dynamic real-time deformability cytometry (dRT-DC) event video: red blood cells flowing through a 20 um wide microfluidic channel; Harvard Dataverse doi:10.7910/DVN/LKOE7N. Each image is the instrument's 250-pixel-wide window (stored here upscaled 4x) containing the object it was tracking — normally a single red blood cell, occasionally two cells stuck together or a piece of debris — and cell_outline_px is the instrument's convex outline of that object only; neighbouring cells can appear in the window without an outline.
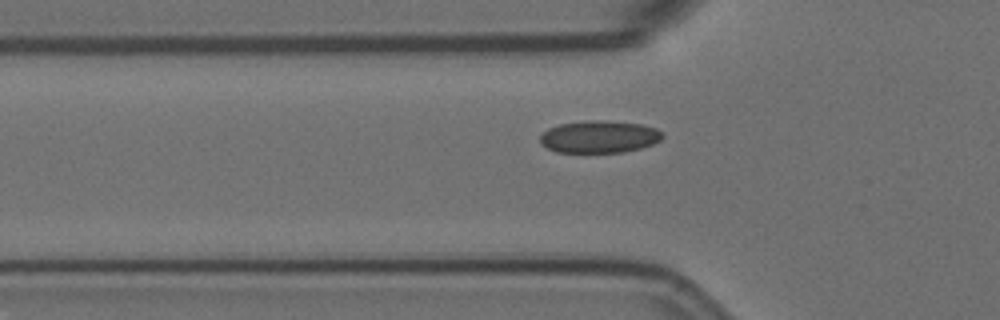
{"species": "Egyptian fruit bat (a non-hibernating species)", "species_latin": "Rousettus aegyptiacus", "temperature_condition": "room temperature", "stored_images_in_passage": 36, "camera_frame_rate_fps": 3000, "um_per_image_px": 0.085, "animal": {"sex": "female"}, "frame": {"image": 1, "passage_image": 5, "time_ms": 1.333, "image_size_px": [1000, 320], "cell_outline_px": [[664, 136], [660, 140], [652, 144], [640, 148], [624, 152], [556, 152], [540, 144], [540, 136], [548, 128], [560, 124], [592, 120], [604, 120], [640, 124], [656, 128], [664, 132]], "centroid_in_image_um": [50.95, 11.62], "position_along_channel_um": 74.9, "area_um2": 23.0}}
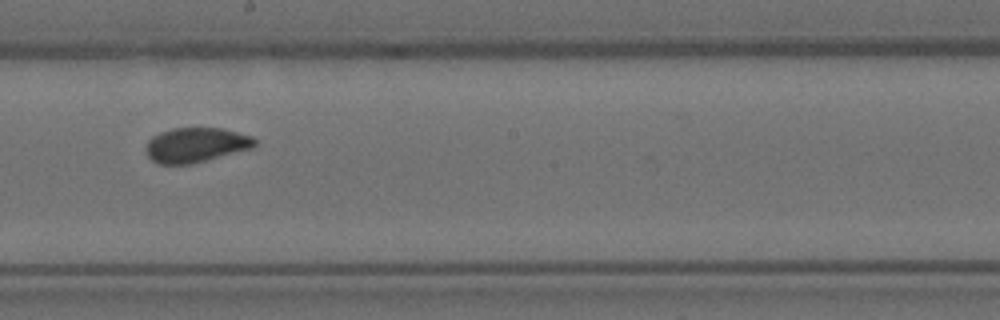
{"frame": {"image": 2, "passage_image": 18, "time_ms": 5.667, "image_size_px": [1000, 320], "cell_outline_px": [[256, 144], [252, 148], [192, 164], [156, 164], [148, 156], [144, 148], [148, 140], [152, 136], [160, 132], [172, 128], [224, 128], [252, 136], [256, 140]], "centroid_in_image_um": [16.63, 12.32], "position_along_channel_um": 231.6, "area_um2": 22.2}}
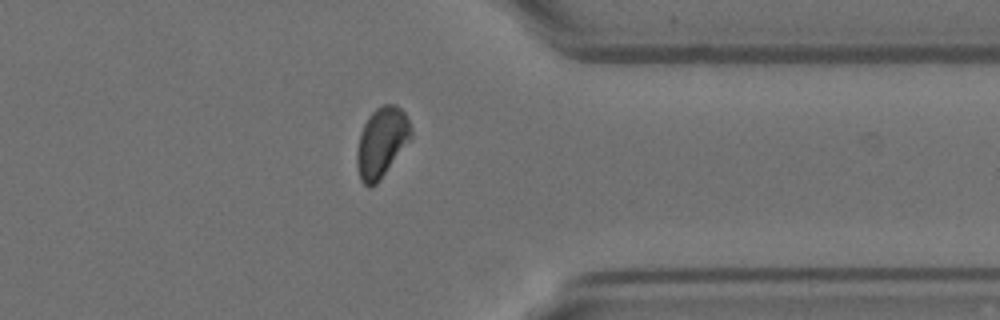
{"frame": {"image": 3, "passage_image": 31, "time_ms": 10.0, "image_size_px": [1000, 320], "cell_outline_px": [[412, 136], [380, 180], [376, 184], [368, 188], [360, 180], [356, 164], [356, 152], [360, 132], [368, 116], [376, 108], [384, 104], [396, 104], [404, 112], [408, 120], [412, 132]], "centroid_in_image_um": [32.41, 12.1], "position_along_channel_um": 379.0, "area_um2": 22.02}, "authors_computed_cell_mechanics": {"area_um2": 22.5998, "velocity_mm_per_s": 3.581, "shape_relaxation_time_tau1_ms": 5.5055, "shape_relaxation_time_tau2_ms": null, "deformation_change_tau1": 0.1063, "deformation_change_tau2": null}}